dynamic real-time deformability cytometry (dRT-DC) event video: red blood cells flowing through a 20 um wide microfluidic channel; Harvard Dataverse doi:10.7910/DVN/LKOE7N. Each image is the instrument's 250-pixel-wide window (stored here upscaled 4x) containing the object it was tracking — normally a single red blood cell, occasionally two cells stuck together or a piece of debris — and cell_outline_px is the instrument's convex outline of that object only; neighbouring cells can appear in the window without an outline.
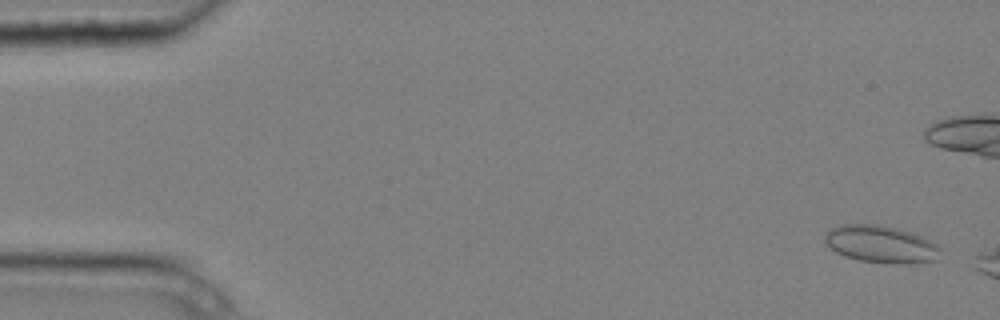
{"species": "common noctule bat (a hibernating species)", "species_latin": "Nyctalus noctula", "temperature_condition": "cold", "stored_images_in_passage": 3, "camera_frame_rate_fps": 3000, "um_per_image_px": 0.085, "animal": {"sex": "male", "body_mass_g": 20.4}, "frame": {"image": 1, "passage_image": 1, "time_ms": 0.0, "image_size_px": [1000, 320], "cell_outline_px": [[940, 260], [904, 264], [896, 264], [860, 260], [844, 256], [836, 252], [824, 240], [824, 236], [832, 228], [840, 224], [880, 224], [912, 232], [936, 244], [940, 248]], "centroid_in_image_um": [74.9, 20.76], "position_along_channel_um": 10.1, "area_um2": 25.09}}